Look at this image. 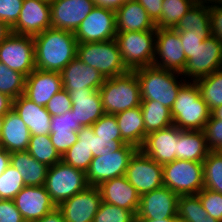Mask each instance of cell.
Here are the masks:
<instances>
[{
    "label": "cell",
    "mask_w": 222,
    "mask_h": 222,
    "mask_svg": "<svg viewBox=\"0 0 222 222\" xmlns=\"http://www.w3.org/2000/svg\"><path fill=\"white\" fill-rule=\"evenodd\" d=\"M72 108L69 92L64 88L57 92L47 103L46 110L51 116L63 115Z\"/></svg>",
    "instance_id": "46"
},
{
    "label": "cell",
    "mask_w": 222,
    "mask_h": 222,
    "mask_svg": "<svg viewBox=\"0 0 222 222\" xmlns=\"http://www.w3.org/2000/svg\"><path fill=\"white\" fill-rule=\"evenodd\" d=\"M10 165L22 175L26 186H43L45 184L49 167L32 157L28 151L11 152Z\"/></svg>",
    "instance_id": "29"
},
{
    "label": "cell",
    "mask_w": 222,
    "mask_h": 222,
    "mask_svg": "<svg viewBox=\"0 0 222 222\" xmlns=\"http://www.w3.org/2000/svg\"><path fill=\"white\" fill-rule=\"evenodd\" d=\"M203 131L208 149L210 151H222V120L210 116Z\"/></svg>",
    "instance_id": "44"
},
{
    "label": "cell",
    "mask_w": 222,
    "mask_h": 222,
    "mask_svg": "<svg viewBox=\"0 0 222 222\" xmlns=\"http://www.w3.org/2000/svg\"><path fill=\"white\" fill-rule=\"evenodd\" d=\"M63 88L69 91H84L86 88L99 90L105 78L92 66L75 57L60 72Z\"/></svg>",
    "instance_id": "22"
},
{
    "label": "cell",
    "mask_w": 222,
    "mask_h": 222,
    "mask_svg": "<svg viewBox=\"0 0 222 222\" xmlns=\"http://www.w3.org/2000/svg\"><path fill=\"white\" fill-rule=\"evenodd\" d=\"M163 186L181 195H197L204 188L203 162L176 159L163 165Z\"/></svg>",
    "instance_id": "8"
},
{
    "label": "cell",
    "mask_w": 222,
    "mask_h": 222,
    "mask_svg": "<svg viewBox=\"0 0 222 222\" xmlns=\"http://www.w3.org/2000/svg\"><path fill=\"white\" fill-rule=\"evenodd\" d=\"M136 214L116 205L101 201L93 222H135Z\"/></svg>",
    "instance_id": "40"
},
{
    "label": "cell",
    "mask_w": 222,
    "mask_h": 222,
    "mask_svg": "<svg viewBox=\"0 0 222 222\" xmlns=\"http://www.w3.org/2000/svg\"><path fill=\"white\" fill-rule=\"evenodd\" d=\"M127 0H94L96 6L104 7L116 11Z\"/></svg>",
    "instance_id": "55"
},
{
    "label": "cell",
    "mask_w": 222,
    "mask_h": 222,
    "mask_svg": "<svg viewBox=\"0 0 222 222\" xmlns=\"http://www.w3.org/2000/svg\"><path fill=\"white\" fill-rule=\"evenodd\" d=\"M0 63L27 77L36 68L33 36L10 33L0 43Z\"/></svg>",
    "instance_id": "10"
},
{
    "label": "cell",
    "mask_w": 222,
    "mask_h": 222,
    "mask_svg": "<svg viewBox=\"0 0 222 222\" xmlns=\"http://www.w3.org/2000/svg\"><path fill=\"white\" fill-rule=\"evenodd\" d=\"M220 69H222V43L210 35L192 53L181 75L185 76V80L188 78L189 81H196Z\"/></svg>",
    "instance_id": "14"
},
{
    "label": "cell",
    "mask_w": 222,
    "mask_h": 222,
    "mask_svg": "<svg viewBox=\"0 0 222 222\" xmlns=\"http://www.w3.org/2000/svg\"><path fill=\"white\" fill-rule=\"evenodd\" d=\"M25 186L22 175L9 165L0 176V199L13 200Z\"/></svg>",
    "instance_id": "39"
},
{
    "label": "cell",
    "mask_w": 222,
    "mask_h": 222,
    "mask_svg": "<svg viewBox=\"0 0 222 222\" xmlns=\"http://www.w3.org/2000/svg\"><path fill=\"white\" fill-rule=\"evenodd\" d=\"M187 64L179 31L157 28L152 66L182 74Z\"/></svg>",
    "instance_id": "11"
},
{
    "label": "cell",
    "mask_w": 222,
    "mask_h": 222,
    "mask_svg": "<svg viewBox=\"0 0 222 222\" xmlns=\"http://www.w3.org/2000/svg\"><path fill=\"white\" fill-rule=\"evenodd\" d=\"M124 144H126L123 140H110L105 138H99L95 135L93 137V157L99 156L101 154L110 153L111 151H117Z\"/></svg>",
    "instance_id": "50"
},
{
    "label": "cell",
    "mask_w": 222,
    "mask_h": 222,
    "mask_svg": "<svg viewBox=\"0 0 222 222\" xmlns=\"http://www.w3.org/2000/svg\"><path fill=\"white\" fill-rule=\"evenodd\" d=\"M30 131L12 108L5 116L0 134V147L8 152L27 151Z\"/></svg>",
    "instance_id": "27"
},
{
    "label": "cell",
    "mask_w": 222,
    "mask_h": 222,
    "mask_svg": "<svg viewBox=\"0 0 222 222\" xmlns=\"http://www.w3.org/2000/svg\"><path fill=\"white\" fill-rule=\"evenodd\" d=\"M11 33V29L0 20V43Z\"/></svg>",
    "instance_id": "59"
},
{
    "label": "cell",
    "mask_w": 222,
    "mask_h": 222,
    "mask_svg": "<svg viewBox=\"0 0 222 222\" xmlns=\"http://www.w3.org/2000/svg\"><path fill=\"white\" fill-rule=\"evenodd\" d=\"M36 222H66L63 218L62 212L56 207L53 211L46 214Z\"/></svg>",
    "instance_id": "56"
},
{
    "label": "cell",
    "mask_w": 222,
    "mask_h": 222,
    "mask_svg": "<svg viewBox=\"0 0 222 222\" xmlns=\"http://www.w3.org/2000/svg\"><path fill=\"white\" fill-rule=\"evenodd\" d=\"M93 137H95V133L92 126H82L78 131L79 144L85 145L89 152L93 150Z\"/></svg>",
    "instance_id": "54"
},
{
    "label": "cell",
    "mask_w": 222,
    "mask_h": 222,
    "mask_svg": "<svg viewBox=\"0 0 222 222\" xmlns=\"http://www.w3.org/2000/svg\"><path fill=\"white\" fill-rule=\"evenodd\" d=\"M48 28H51L50 1L24 0L19 18L11 28V33L34 36Z\"/></svg>",
    "instance_id": "17"
},
{
    "label": "cell",
    "mask_w": 222,
    "mask_h": 222,
    "mask_svg": "<svg viewBox=\"0 0 222 222\" xmlns=\"http://www.w3.org/2000/svg\"><path fill=\"white\" fill-rule=\"evenodd\" d=\"M76 123L91 126L105 114L99 90L86 88L84 91H69Z\"/></svg>",
    "instance_id": "24"
},
{
    "label": "cell",
    "mask_w": 222,
    "mask_h": 222,
    "mask_svg": "<svg viewBox=\"0 0 222 222\" xmlns=\"http://www.w3.org/2000/svg\"><path fill=\"white\" fill-rule=\"evenodd\" d=\"M63 89L59 72L35 68L25 79L23 95L35 104L46 107L48 101Z\"/></svg>",
    "instance_id": "21"
},
{
    "label": "cell",
    "mask_w": 222,
    "mask_h": 222,
    "mask_svg": "<svg viewBox=\"0 0 222 222\" xmlns=\"http://www.w3.org/2000/svg\"><path fill=\"white\" fill-rule=\"evenodd\" d=\"M81 127L80 123H76V118L72 110L63 115L51 117V132H78Z\"/></svg>",
    "instance_id": "47"
},
{
    "label": "cell",
    "mask_w": 222,
    "mask_h": 222,
    "mask_svg": "<svg viewBox=\"0 0 222 222\" xmlns=\"http://www.w3.org/2000/svg\"><path fill=\"white\" fill-rule=\"evenodd\" d=\"M179 32L198 34L199 37L206 39L211 35L209 2H197L179 20L174 28Z\"/></svg>",
    "instance_id": "31"
},
{
    "label": "cell",
    "mask_w": 222,
    "mask_h": 222,
    "mask_svg": "<svg viewBox=\"0 0 222 222\" xmlns=\"http://www.w3.org/2000/svg\"><path fill=\"white\" fill-rule=\"evenodd\" d=\"M195 82L200 91V96L207 104L210 112L216 107L222 106V69L199 78Z\"/></svg>",
    "instance_id": "34"
},
{
    "label": "cell",
    "mask_w": 222,
    "mask_h": 222,
    "mask_svg": "<svg viewBox=\"0 0 222 222\" xmlns=\"http://www.w3.org/2000/svg\"><path fill=\"white\" fill-rule=\"evenodd\" d=\"M44 186L51 200L58 207L70 197L86 189L89 184L86 172L60 161L48 168Z\"/></svg>",
    "instance_id": "7"
},
{
    "label": "cell",
    "mask_w": 222,
    "mask_h": 222,
    "mask_svg": "<svg viewBox=\"0 0 222 222\" xmlns=\"http://www.w3.org/2000/svg\"><path fill=\"white\" fill-rule=\"evenodd\" d=\"M26 77L20 72L8 68L0 63V93L11 97L13 100L23 95Z\"/></svg>",
    "instance_id": "38"
},
{
    "label": "cell",
    "mask_w": 222,
    "mask_h": 222,
    "mask_svg": "<svg viewBox=\"0 0 222 222\" xmlns=\"http://www.w3.org/2000/svg\"><path fill=\"white\" fill-rule=\"evenodd\" d=\"M182 130L175 125L146 135L140 150L160 165L177 159V142Z\"/></svg>",
    "instance_id": "19"
},
{
    "label": "cell",
    "mask_w": 222,
    "mask_h": 222,
    "mask_svg": "<svg viewBox=\"0 0 222 222\" xmlns=\"http://www.w3.org/2000/svg\"><path fill=\"white\" fill-rule=\"evenodd\" d=\"M179 222H220L205 211L197 195H181L178 199Z\"/></svg>",
    "instance_id": "33"
},
{
    "label": "cell",
    "mask_w": 222,
    "mask_h": 222,
    "mask_svg": "<svg viewBox=\"0 0 222 222\" xmlns=\"http://www.w3.org/2000/svg\"><path fill=\"white\" fill-rule=\"evenodd\" d=\"M92 159V152H89V149L85 145L79 144V141L70 147L62 156V161L65 164L83 170L84 172L89 169Z\"/></svg>",
    "instance_id": "41"
},
{
    "label": "cell",
    "mask_w": 222,
    "mask_h": 222,
    "mask_svg": "<svg viewBox=\"0 0 222 222\" xmlns=\"http://www.w3.org/2000/svg\"><path fill=\"white\" fill-rule=\"evenodd\" d=\"M197 196L208 215L222 222V194L203 188Z\"/></svg>",
    "instance_id": "43"
},
{
    "label": "cell",
    "mask_w": 222,
    "mask_h": 222,
    "mask_svg": "<svg viewBox=\"0 0 222 222\" xmlns=\"http://www.w3.org/2000/svg\"><path fill=\"white\" fill-rule=\"evenodd\" d=\"M13 109L29 128L31 135H49L51 132V115L46 107L20 95L13 100Z\"/></svg>",
    "instance_id": "25"
},
{
    "label": "cell",
    "mask_w": 222,
    "mask_h": 222,
    "mask_svg": "<svg viewBox=\"0 0 222 222\" xmlns=\"http://www.w3.org/2000/svg\"><path fill=\"white\" fill-rule=\"evenodd\" d=\"M27 151L48 167L62 161V156L52 144L49 135H31Z\"/></svg>",
    "instance_id": "35"
},
{
    "label": "cell",
    "mask_w": 222,
    "mask_h": 222,
    "mask_svg": "<svg viewBox=\"0 0 222 222\" xmlns=\"http://www.w3.org/2000/svg\"><path fill=\"white\" fill-rule=\"evenodd\" d=\"M25 222H36L57 206L45 186H25L13 199Z\"/></svg>",
    "instance_id": "20"
},
{
    "label": "cell",
    "mask_w": 222,
    "mask_h": 222,
    "mask_svg": "<svg viewBox=\"0 0 222 222\" xmlns=\"http://www.w3.org/2000/svg\"><path fill=\"white\" fill-rule=\"evenodd\" d=\"M204 188L222 194V151H210L203 161Z\"/></svg>",
    "instance_id": "37"
},
{
    "label": "cell",
    "mask_w": 222,
    "mask_h": 222,
    "mask_svg": "<svg viewBox=\"0 0 222 222\" xmlns=\"http://www.w3.org/2000/svg\"><path fill=\"white\" fill-rule=\"evenodd\" d=\"M33 40L37 69L60 73L77 55L78 43L72 32L51 27Z\"/></svg>",
    "instance_id": "1"
},
{
    "label": "cell",
    "mask_w": 222,
    "mask_h": 222,
    "mask_svg": "<svg viewBox=\"0 0 222 222\" xmlns=\"http://www.w3.org/2000/svg\"><path fill=\"white\" fill-rule=\"evenodd\" d=\"M50 139L58 153L63 156L78 141V132H50Z\"/></svg>",
    "instance_id": "48"
},
{
    "label": "cell",
    "mask_w": 222,
    "mask_h": 222,
    "mask_svg": "<svg viewBox=\"0 0 222 222\" xmlns=\"http://www.w3.org/2000/svg\"><path fill=\"white\" fill-rule=\"evenodd\" d=\"M210 150L203 130H182L178 136L177 159L203 162Z\"/></svg>",
    "instance_id": "30"
},
{
    "label": "cell",
    "mask_w": 222,
    "mask_h": 222,
    "mask_svg": "<svg viewBox=\"0 0 222 222\" xmlns=\"http://www.w3.org/2000/svg\"><path fill=\"white\" fill-rule=\"evenodd\" d=\"M179 36L181 38L185 57L188 61L192 57V53L201 45L204 39L199 37L198 34L190 33L189 31L179 32Z\"/></svg>",
    "instance_id": "52"
},
{
    "label": "cell",
    "mask_w": 222,
    "mask_h": 222,
    "mask_svg": "<svg viewBox=\"0 0 222 222\" xmlns=\"http://www.w3.org/2000/svg\"><path fill=\"white\" fill-rule=\"evenodd\" d=\"M98 188L102 201L137 213L140 195L125 176L106 180Z\"/></svg>",
    "instance_id": "23"
},
{
    "label": "cell",
    "mask_w": 222,
    "mask_h": 222,
    "mask_svg": "<svg viewBox=\"0 0 222 222\" xmlns=\"http://www.w3.org/2000/svg\"><path fill=\"white\" fill-rule=\"evenodd\" d=\"M135 222H179L178 218H165L162 220L135 219Z\"/></svg>",
    "instance_id": "60"
},
{
    "label": "cell",
    "mask_w": 222,
    "mask_h": 222,
    "mask_svg": "<svg viewBox=\"0 0 222 222\" xmlns=\"http://www.w3.org/2000/svg\"><path fill=\"white\" fill-rule=\"evenodd\" d=\"M10 165V152L0 147V176Z\"/></svg>",
    "instance_id": "58"
},
{
    "label": "cell",
    "mask_w": 222,
    "mask_h": 222,
    "mask_svg": "<svg viewBox=\"0 0 222 222\" xmlns=\"http://www.w3.org/2000/svg\"><path fill=\"white\" fill-rule=\"evenodd\" d=\"M115 116L122 140L140 149L147 135L141 106L119 112Z\"/></svg>",
    "instance_id": "28"
},
{
    "label": "cell",
    "mask_w": 222,
    "mask_h": 222,
    "mask_svg": "<svg viewBox=\"0 0 222 222\" xmlns=\"http://www.w3.org/2000/svg\"><path fill=\"white\" fill-rule=\"evenodd\" d=\"M156 31L116 33L115 40L118 43L122 61L129 71L152 66L155 55Z\"/></svg>",
    "instance_id": "6"
},
{
    "label": "cell",
    "mask_w": 222,
    "mask_h": 222,
    "mask_svg": "<svg viewBox=\"0 0 222 222\" xmlns=\"http://www.w3.org/2000/svg\"><path fill=\"white\" fill-rule=\"evenodd\" d=\"M194 0H163L156 28H175L179 20L193 7Z\"/></svg>",
    "instance_id": "36"
},
{
    "label": "cell",
    "mask_w": 222,
    "mask_h": 222,
    "mask_svg": "<svg viewBox=\"0 0 222 222\" xmlns=\"http://www.w3.org/2000/svg\"><path fill=\"white\" fill-rule=\"evenodd\" d=\"M204 1V2H210V1H216V0H201V2Z\"/></svg>",
    "instance_id": "63"
},
{
    "label": "cell",
    "mask_w": 222,
    "mask_h": 222,
    "mask_svg": "<svg viewBox=\"0 0 222 222\" xmlns=\"http://www.w3.org/2000/svg\"><path fill=\"white\" fill-rule=\"evenodd\" d=\"M211 112L200 96L195 81H187L181 86L171 108L173 125L181 130H204Z\"/></svg>",
    "instance_id": "3"
},
{
    "label": "cell",
    "mask_w": 222,
    "mask_h": 222,
    "mask_svg": "<svg viewBox=\"0 0 222 222\" xmlns=\"http://www.w3.org/2000/svg\"><path fill=\"white\" fill-rule=\"evenodd\" d=\"M13 108V99L0 93V116H5Z\"/></svg>",
    "instance_id": "57"
},
{
    "label": "cell",
    "mask_w": 222,
    "mask_h": 222,
    "mask_svg": "<svg viewBox=\"0 0 222 222\" xmlns=\"http://www.w3.org/2000/svg\"><path fill=\"white\" fill-rule=\"evenodd\" d=\"M116 12L95 6L74 32L77 43L113 40L116 37Z\"/></svg>",
    "instance_id": "13"
},
{
    "label": "cell",
    "mask_w": 222,
    "mask_h": 222,
    "mask_svg": "<svg viewBox=\"0 0 222 222\" xmlns=\"http://www.w3.org/2000/svg\"><path fill=\"white\" fill-rule=\"evenodd\" d=\"M140 106L146 134L173 125L171 109L162 105L160 102L154 100L141 101Z\"/></svg>",
    "instance_id": "32"
},
{
    "label": "cell",
    "mask_w": 222,
    "mask_h": 222,
    "mask_svg": "<svg viewBox=\"0 0 222 222\" xmlns=\"http://www.w3.org/2000/svg\"><path fill=\"white\" fill-rule=\"evenodd\" d=\"M115 12L117 32L157 30L155 23L137 0H127Z\"/></svg>",
    "instance_id": "26"
},
{
    "label": "cell",
    "mask_w": 222,
    "mask_h": 222,
    "mask_svg": "<svg viewBox=\"0 0 222 222\" xmlns=\"http://www.w3.org/2000/svg\"><path fill=\"white\" fill-rule=\"evenodd\" d=\"M210 116L214 119L222 120V106H218L211 111Z\"/></svg>",
    "instance_id": "61"
},
{
    "label": "cell",
    "mask_w": 222,
    "mask_h": 222,
    "mask_svg": "<svg viewBox=\"0 0 222 222\" xmlns=\"http://www.w3.org/2000/svg\"><path fill=\"white\" fill-rule=\"evenodd\" d=\"M3 123H4V116H0V134L3 128Z\"/></svg>",
    "instance_id": "62"
},
{
    "label": "cell",
    "mask_w": 222,
    "mask_h": 222,
    "mask_svg": "<svg viewBox=\"0 0 222 222\" xmlns=\"http://www.w3.org/2000/svg\"><path fill=\"white\" fill-rule=\"evenodd\" d=\"M147 11L148 16L156 23L161 17L163 0H137Z\"/></svg>",
    "instance_id": "53"
},
{
    "label": "cell",
    "mask_w": 222,
    "mask_h": 222,
    "mask_svg": "<svg viewBox=\"0 0 222 222\" xmlns=\"http://www.w3.org/2000/svg\"><path fill=\"white\" fill-rule=\"evenodd\" d=\"M102 201L98 186H88L58 206L66 222H93Z\"/></svg>",
    "instance_id": "18"
},
{
    "label": "cell",
    "mask_w": 222,
    "mask_h": 222,
    "mask_svg": "<svg viewBox=\"0 0 222 222\" xmlns=\"http://www.w3.org/2000/svg\"><path fill=\"white\" fill-rule=\"evenodd\" d=\"M0 222H25L13 200L0 199Z\"/></svg>",
    "instance_id": "51"
},
{
    "label": "cell",
    "mask_w": 222,
    "mask_h": 222,
    "mask_svg": "<svg viewBox=\"0 0 222 222\" xmlns=\"http://www.w3.org/2000/svg\"><path fill=\"white\" fill-rule=\"evenodd\" d=\"M211 35L222 43V2L219 0L209 2Z\"/></svg>",
    "instance_id": "49"
},
{
    "label": "cell",
    "mask_w": 222,
    "mask_h": 222,
    "mask_svg": "<svg viewBox=\"0 0 222 222\" xmlns=\"http://www.w3.org/2000/svg\"><path fill=\"white\" fill-rule=\"evenodd\" d=\"M105 114H117L141 105V92L134 71L105 79L99 89Z\"/></svg>",
    "instance_id": "4"
},
{
    "label": "cell",
    "mask_w": 222,
    "mask_h": 222,
    "mask_svg": "<svg viewBox=\"0 0 222 222\" xmlns=\"http://www.w3.org/2000/svg\"><path fill=\"white\" fill-rule=\"evenodd\" d=\"M124 176L140 196L163 187V165L145 155L140 149L130 158Z\"/></svg>",
    "instance_id": "12"
},
{
    "label": "cell",
    "mask_w": 222,
    "mask_h": 222,
    "mask_svg": "<svg viewBox=\"0 0 222 222\" xmlns=\"http://www.w3.org/2000/svg\"><path fill=\"white\" fill-rule=\"evenodd\" d=\"M91 126L94 130L95 135L99 138L122 140L121 132L116 121V116L113 114L102 115Z\"/></svg>",
    "instance_id": "42"
},
{
    "label": "cell",
    "mask_w": 222,
    "mask_h": 222,
    "mask_svg": "<svg viewBox=\"0 0 222 222\" xmlns=\"http://www.w3.org/2000/svg\"><path fill=\"white\" fill-rule=\"evenodd\" d=\"M76 57L97 69L105 79L119 76L129 71L122 61L119 46L115 39L77 44Z\"/></svg>",
    "instance_id": "5"
},
{
    "label": "cell",
    "mask_w": 222,
    "mask_h": 222,
    "mask_svg": "<svg viewBox=\"0 0 222 222\" xmlns=\"http://www.w3.org/2000/svg\"><path fill=\"white\" fill-rule=\"evenodd\" d=\"M133 71L140 84L141 100H154L169 109L172 108L181 86L187 81L180 73L154 66L141 67ZM179 76L181 78H177Z\"/></svg>",
    "instance_id": "2"
},
{
    "label": "cell",
    "mask_w": 222,
    "mask_h": 222,
    "mask_svg": "<svg viewBox=\"0 0 222 222\" xmlns=\"http://www.w3.org/2000/svg\"><path fill=\"white\" fill-rule=\"evenodd\" d=\"M24 0H0V20L10 29L16 24Z\"/></svg>",
    "instance_id": "45"
},
{
    "label": "cell",
    "mask_w": 222,
    "mask_h": 222,
    "mask_svg": "<svg viewBox=\"0 0 222 222\" xmlns=\"http://www.w3.org/2000/svg\"><path fill=\"white\" fill-rule=\"evenodd\" d=\"M95 6L94 0H52L51 27L74 33Z\"/></svg>",
    "instance_id": "16"
},
{
    "label": "cell",
    "mask_w": 222,
    "mask_h": 222,
    "mask_svg": "<svg viewBox=\"0 0 222 222\" xmlns=\"http://www.w3.org/2000/svg\"><path fill=\"white\" fill-rule=\"evenodd\" d=\"M138 149L130 144H124L117 151L93 157L86 179L89 186H99L102 182L125 175L130 158Z\"/></svg>",
    "instance_id": "9"
},
{
    "label": "cell",
    "mask_w": 222,
    "mask_h": 222,
    "mask_svg": "<svg viewBox=\"0 0 222 222\" xmlns=\"http://www.w3.org/2000/svg\"><path fill=\"white\" fill-rule=\"evenodd\" d=\"M178 199V194L164 186L144 193L140 196L136 219L177 218Z\"/></svg>",
    "instance_id": "15"
}]
</instances>
